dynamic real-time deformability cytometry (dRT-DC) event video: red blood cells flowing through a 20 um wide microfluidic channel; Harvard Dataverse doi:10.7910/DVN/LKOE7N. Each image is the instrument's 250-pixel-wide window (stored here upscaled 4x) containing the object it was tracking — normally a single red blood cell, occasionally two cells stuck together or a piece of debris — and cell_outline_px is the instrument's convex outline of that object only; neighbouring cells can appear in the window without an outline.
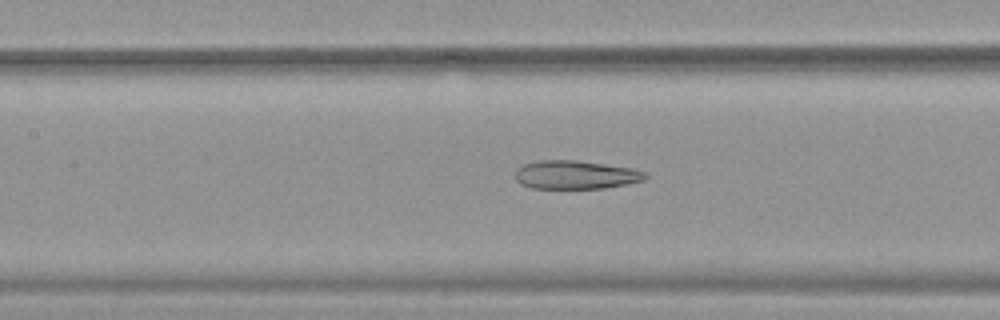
{"species": "common noctule bat (a hibernating species)", "species_latin": "Nyctalus noctula", "temperature_condition": "warm", "stored_images_in_passage": 53, "camera_frame_rate_fps": 3000, "um_per_image_px": 0.085, "animal": {"sex": "female", "body_mass_g": 19.9}, "frame": {"image": 1, "passage_image": 25, "time_ms": 8.0, "image_size_px": [1000, 320], "cell_outline_px": [[648, 176], [644, 180], [628, 184], [604, 188], [532, 188], [520, 184], [516, 180], [516, 168], [524, 164], [540, 160], [576, 160], [632, 168], [644, 172]], "centroid_in_image_um": [48.92, 14.86], "position_along_channel_um": 158.5, "area_um2": 21.56}}
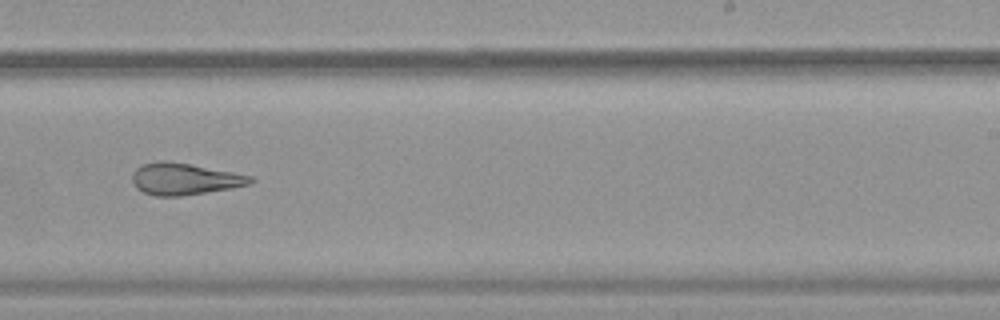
{"frame": {"image": 2, "passage_image": 34, "time_ms": 11.0, "image_size_px": [1000, 320], "cell_outline_px": [[256, 180], [248, 184], [232, 188], [180, 196], [156, 196], [144, 192], [136, 188], [132, 180], [132, 176], [136, 168], [144, 164], [164, 160], [188, 164], [232, 172], [252, 176]], "centroid_in_image_um": [15.67, 15.22], "position_along_channel_um": 273.3, "area_um2": 21.5}}
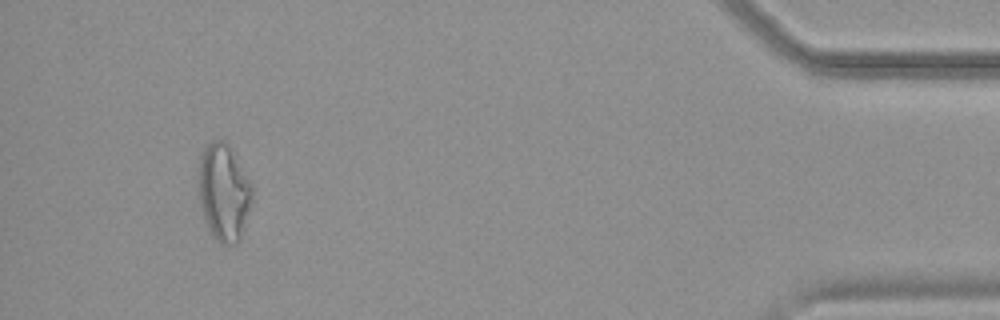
{"frame": {"image": 3, "passage_image": 50, "time_ms": 16.333, "image_size_px": [1000, 320], "cell_outline_px": [[252, 200], [240, 240], [236, 244], [220, 244], [208, 232], [204, 220], [200, 204], [200, 152], [212, 140], [224, 140], [232, 148], [252, 184]], "centroid_in_image_um": [19.03, 16.36], "position_along_channel_um": 416.2, "area_um2": 30.46}, "authors_computed_cell_mechanics": {"area_um2": 27.6284, "velocity_mm_per_s": 3.8481, "shape_relaxation_time_tau1_ms": null, "shape_relaxation_time_tau2_ms": 3.2674, "deformation_change_tau1": null, "deformation_change_tau2": 0.1441}}